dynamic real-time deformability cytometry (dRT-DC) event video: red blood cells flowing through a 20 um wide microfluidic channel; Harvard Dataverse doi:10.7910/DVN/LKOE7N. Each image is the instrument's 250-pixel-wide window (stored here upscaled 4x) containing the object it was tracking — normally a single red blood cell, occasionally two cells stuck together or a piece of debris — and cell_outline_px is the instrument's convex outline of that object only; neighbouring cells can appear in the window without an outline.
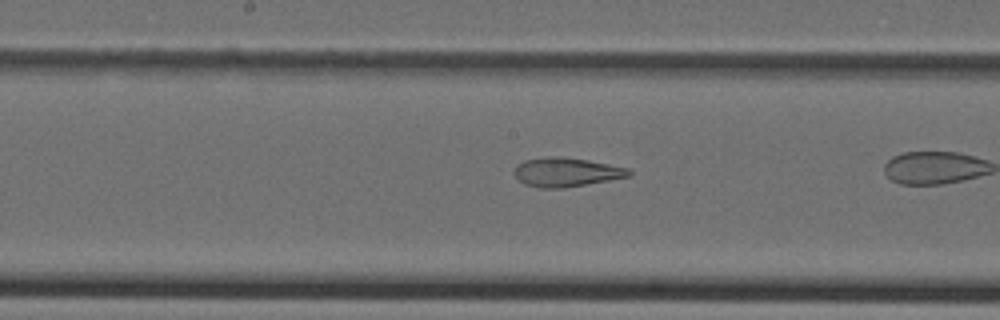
{"species": "Egyptian fruit bat (a non-hibernating species)", "species_latin": "Rousettus aegyptiacus", "temperature_condition": "cold", "stored_images_in_passage": 29, "camera_frame_rate_fps": 3000, "um_per_image_px": 0.085, "animal": {"sex": "female"}, "frame": {"image": 1, "passage_image": 17, "time_ms": 5.333, "image_size_px": [1000, 320], "cell_outline_px": [[632, 176], [564, 188], [540, 188], [524, 184], [512, 172], [516, 164], [524, 160], [544, 156], [560, 156], [588, 160], [628, 168], [632, 172]], "centroid_in_image_um": [48.1, 14.62], "position_along_channel_um": 200.1, "area_um2": 19.59}}